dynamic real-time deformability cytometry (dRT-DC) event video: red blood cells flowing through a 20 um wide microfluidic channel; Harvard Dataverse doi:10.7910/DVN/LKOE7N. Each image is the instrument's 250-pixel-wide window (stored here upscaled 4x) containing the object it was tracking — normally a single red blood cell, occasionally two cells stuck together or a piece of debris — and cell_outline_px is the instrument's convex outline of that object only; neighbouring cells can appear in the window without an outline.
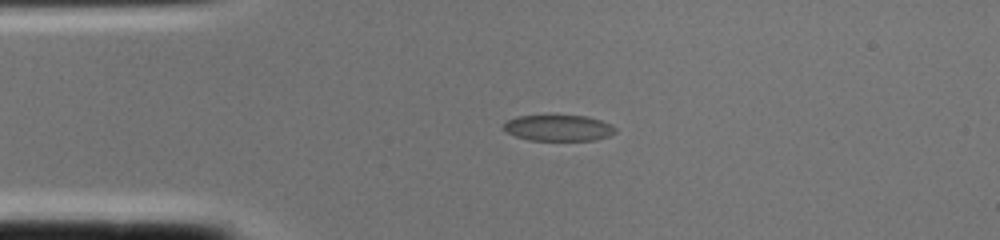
{"species": "common noctule bat (a hibernating species)", "species_latin": "Nyctalus noctula", "temperature_condition": "cold", "stored_images_in_passage": 1, "camera_frame_rate_fps": 3000, "um_per_image_px": 0.085, "animal": {"sex": "female", "body_mass_g": 22.0, "forearm_length_mm": 56.7}, "frame": {"image": 1, "passage_image": 1, "time_ms": 0.0, "image_size_px": [1000, 240], "cell_outline_px": [[616, 132], [608, 136], [596, 140], [528, 140], [516, 136], [500, 128], [500, 124], [516, 116], [588, 116], [612, 124], [616, 128]], "centroid_in_image_um": [47.45, 10.87], "position_along_channel_um": 37.6, "area_um2": 17.05}}